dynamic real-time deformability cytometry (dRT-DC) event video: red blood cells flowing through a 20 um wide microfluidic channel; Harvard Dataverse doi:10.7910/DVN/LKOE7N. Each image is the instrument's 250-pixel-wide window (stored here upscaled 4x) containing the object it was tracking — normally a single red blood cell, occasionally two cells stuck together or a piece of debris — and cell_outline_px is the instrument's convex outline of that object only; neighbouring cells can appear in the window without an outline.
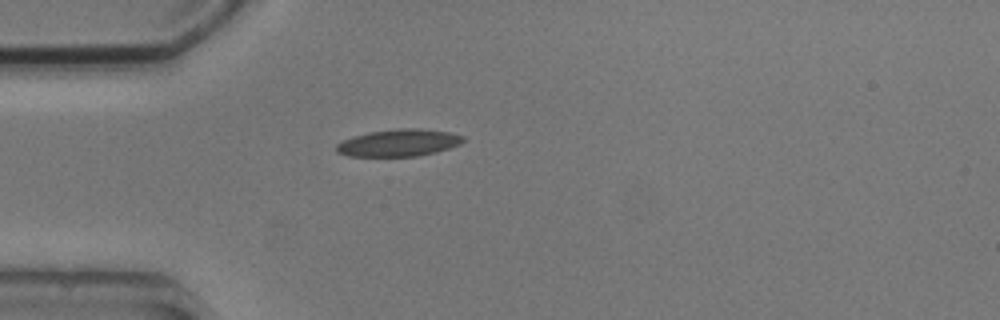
{"species": "common noctule bat (a hibernating species)", "species_latin": "Nyctalus noctula", "temperature_condition": "cold", "stored_images_in_passage": 1, "camera_frame_rate_fps": 3000, "um_per_image_px": 0.085, "animal": {"sex": "male", "body_mass_g": 20.5, "forearm_length_mm": 52.5}, "frame": {"image": 1, "passage_image": 1, "time_ms": 0.0, "image_size_px": [1000, 320], "cell_outline_px": [[464, 140], [460, 144], [436, 152], [416, 156], [348, 156], [336, 152], [336, 144], [352, 136], [368, 132], [396, 128], [420, 128], [448, 132], [464, 136]], "centroid_in_image_um": [33.87, 12.13], "position_along_channel_um": 51.1, "area_um2": 20.06}}